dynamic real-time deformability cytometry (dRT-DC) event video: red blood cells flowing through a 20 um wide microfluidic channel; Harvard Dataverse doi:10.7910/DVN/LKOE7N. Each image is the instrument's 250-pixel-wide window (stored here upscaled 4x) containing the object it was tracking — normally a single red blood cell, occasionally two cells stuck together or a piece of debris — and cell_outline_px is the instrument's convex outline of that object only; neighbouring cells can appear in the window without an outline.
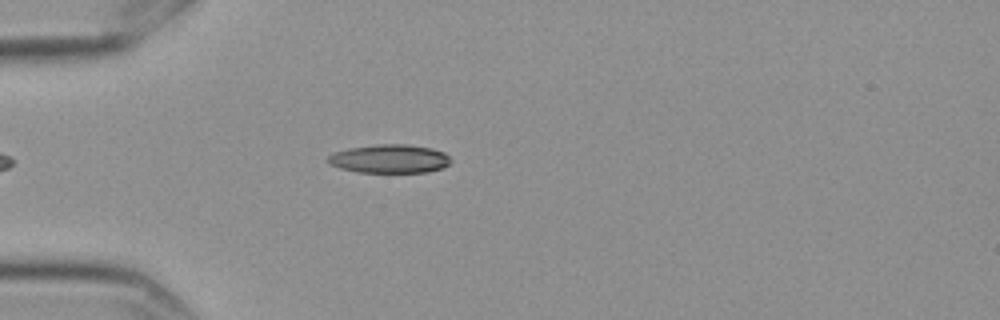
{"species": "Egyptian fruit bat (a non-hibernating species)", "species_latin": "Rousettus aegyptiacus", "temperature_condition": "cold", "stored_images_in_passage": 6, "camera_frame_rate_fps": 3000, "um_per_image_px": 0.085, "frame": {"image": 1, "passage_image": 5, "time_ms": 1.333, "image_size_px": [1000, 320], "cell_outline_px": [[452, 160], [444, 168], [428, 172], [356, 172], [340, 168], [328, 164], [324, 160], [328, 156], [336, 152], [348, 148], [376, 144], [408, 144], [432, 148], [444, 152]], "centroid_in_image_um": [33.1, 13.49], "position_along_channel_um": 51.9, "area_um2": 20.69}}